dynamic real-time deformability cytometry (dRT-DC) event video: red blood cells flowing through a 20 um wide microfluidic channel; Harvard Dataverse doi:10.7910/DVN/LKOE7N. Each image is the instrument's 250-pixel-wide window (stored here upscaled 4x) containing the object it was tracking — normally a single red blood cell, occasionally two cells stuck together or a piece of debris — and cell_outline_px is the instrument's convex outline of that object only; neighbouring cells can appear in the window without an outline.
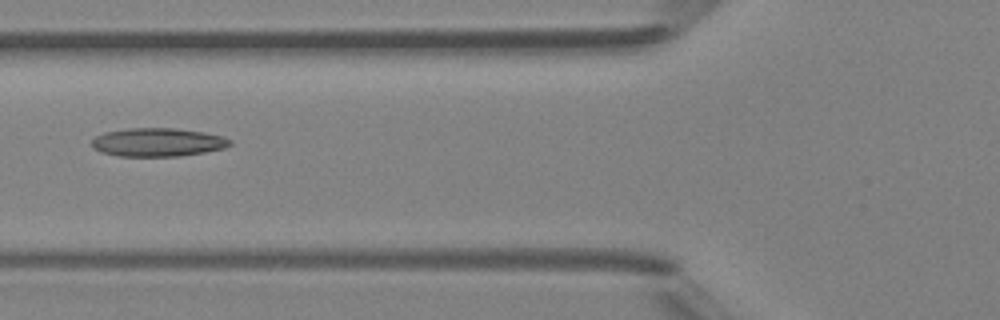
{"species": "Egyptian fruit bat (a non-hibernating species)", "species_latin": "Rousettus aegyptiacus", "temperature_condition": "room temperature", "stored_images_in_passage": 3, "camera_frame_rate_fps": 3000, "um_per_image_px": 0.085, "animal": {"sex": "female"}, "frame": {"image": 1, "passage_image": 2, "time_ms": 1.0, "image_size_px": [1000, 320], "cell_outline_px": [[232, 144], [224, 148], [204, 152], [180, 156], [120, 156], [100, 152], [92, 148], [92, 140], [96, 136], [104, 132], [128, 128], [176, 128], [204, 132], [224, 136], [232, 140]], "centroid_in_image_um": [13.42, 12.08], "position_along_channel_um": 112.4, "area_um2": 23.06}}
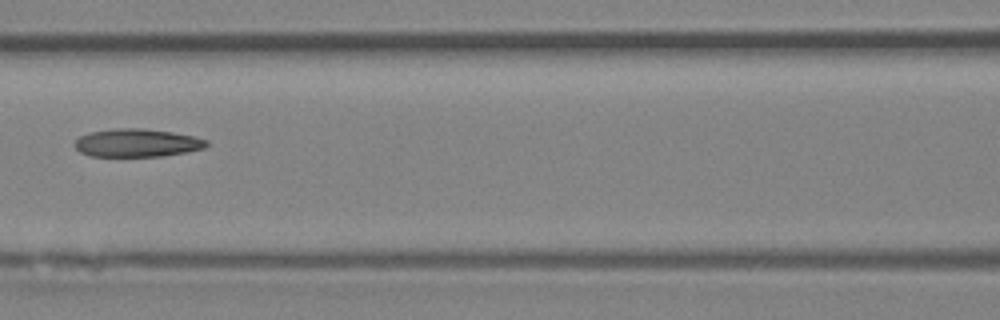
{"frame": {"image": 2, "passage_image": 3, "time_ms": 2.0, "image_size_px": [1000, 320], "cell_outline_px": [[208, 144], [204, 148], [164, 156], [88, 156], [80, 152], [72, 144], [80, 136], [88, 132], [116, 128], [144, 128], [172, 132], [192, 136], [208, 140]], "centroid_in_image_um": [11.6, 12.14], "position_along_channel_um": 155.0, "area_um2": 21.62}}